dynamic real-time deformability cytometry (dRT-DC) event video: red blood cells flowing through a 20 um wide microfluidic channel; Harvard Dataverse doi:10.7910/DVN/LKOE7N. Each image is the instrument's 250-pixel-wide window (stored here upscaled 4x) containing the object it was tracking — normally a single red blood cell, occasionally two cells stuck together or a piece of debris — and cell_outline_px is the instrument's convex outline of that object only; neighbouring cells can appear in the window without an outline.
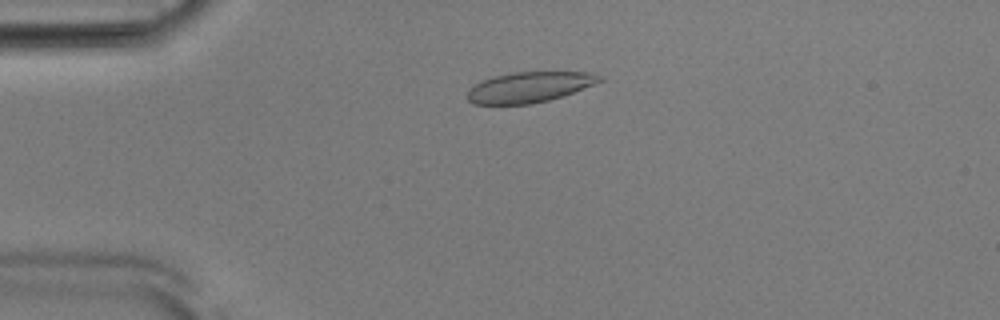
{"species": "Egyptian fruit bat (a non-hibernating species)", "species_latin": "Rousettus aegyptiacus", "temperature_condition": "room temperature", "stored_images_in_passage": 52, "camera_frame_rate_fps": 3000, "um_per_image_px": 0.085, "animal": {"sex": "male"}, "frame": {"image": 1, "passage_image": 12, "time_ms": 3.667, "image_size_px": [1000, 320], "cell_outline_px": [[604, 80], [572, 92], [548, 100], [532, 104], [472, 104], [468, 100], [468, 88], [480, 80], [492, 76], [512, 72], [588, 72], [604, 76]], "centroid_in_image_um": [44.95, 7.39], "position_along_channel_um": 40.1, "area_um2": 23.52}}
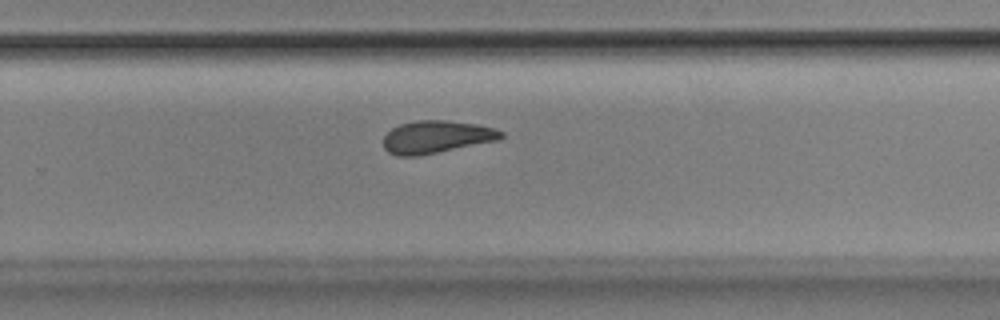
{"frame": {"image": 2, "passage_image": 34, "time_ms": 11.0, "image_size_px": [1000, 320], "cell_outline_px": [[504, 136], [500, 140], [416, 156], [400, 156], [388, 152], [384, 148], [384, 136], [392, 128], [400, 124], [416, 120], [448, 120], [476, 124], [492, 128], [504, 132]], "centroid_in_image_um": [37.1, 11.63], "position_along_channel_um": 292.7, "area_um2": 22.25}}
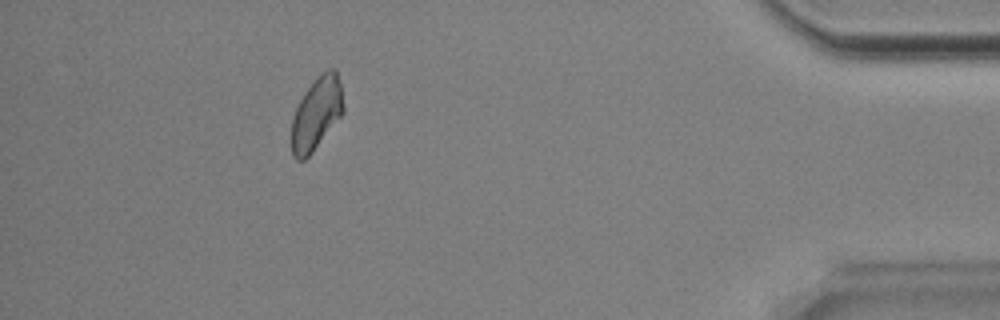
{"frame": {"image": 3, "passage_image": 47, "time_ms": 15.333, "image_size_px": [1000, 320], "cell_outline_px": [[344, 112], [312, 152], [304, 160], [296, 160], [292, 156], [292, 116], [304, 92], [328, 68], [336, 68], [340, 84], [344, 104]], "centroid_in_image_um": [26.9, 9.67], "position_along_channel_um": 408.3, "area_um2": 21.62}, "authors_computed_cell_mechanics": {"area_um2": 22.5998, "velocity_mm_per_s": 3.8686, "shape_relaxation_time_tau1_ms": null, "shape_relaxation_time_tau2_ms": 1.7825, "deformation_change_tau1": null, "deformation_change_tau2": 0.0578}}